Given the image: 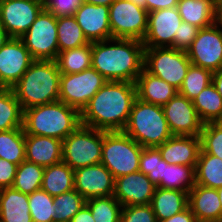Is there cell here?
<instances>
[{"instance_id": "obj_1", "label": "cell", "mask_w": 222, "mask_h": 222, "mask_svg": "<svg viewBox=\"0 0 222 222\" xmlns=\"http://www.w3.org/2000/svg\"><path fill=\"white\" fill-rule=\"evenodd\" d=\"M136 99L135 83L107 81L80 112L81 124L107 132L123 131Z\"/></svg>"}, {"instance_id": "obj_2", "label": "cell", "mask_w": 222, "mask_h": 222, "mask_svg": "<svg viewBox=\"0 0 222 222\" xmlns=\"http://www.w3.org/2000/svg\"><path fill=\"white\" fill-rule=\"evenodd\" d=\"M144 45L135 39L92 42L91 67L107 81L135 83L144 69Z\"/></svg>"}, {"instance_id": "obj_3", "label": "cell", "mask_w": 222, "mask_h": 222, "mask_svg": "<svg viewBox=\"0 0 222 222\" xmlns=\"http://www.w3.org/2000/svg\"><path fill=\"white\" fill-rule=\"evenodd\" d=\"M60 75L56 61L34 60L11 88L22 110L58 101Z\"/></svg>"}, {"instance_id": "obj_4", "label": "cell", "mask_w": 222, "mask_h": 222, "mask_svg": "<svg viewBox=\"0 0 222 222\" xmlns=\"http://www.w3.org/2000/svg\"><path fill=\"white\" fill-rule=\"evenodd\" d=\"M81 124L80 112L60 100L23 110L25 134L64 140Z\"/></svg>"}, {"instance_id": "obj_5", "label": "cell", "mask_w": 222, "mask_h": 222, "mask_svg": "<svg viewBox=\"0 0 222 222\" xmlns=\"http://www.w3.org/2000/svg\"><path fill=\"white\" fill-rule=\"evenodd\" d=\"M123 132L143 148L158 147L172 135L162 106L136 99Z\"/></svg>"}, {"instance_id": "obj_6", "label": "cell", "mask_w": 222, "mask_h": 222, "mask_svg": "<svg viewBox=\"0 0 222 222\" xmlns=\"http://www.w3.org/2000/svg\"><path fill=\"white\" fill-rule=\"evenodd\" d=\"M142 150L143 147L123 131H104L101 164L114 179L138 172Z\"/></svg>"}, {"instance_id": "obj_7", "label": "cell", "mask_w": 222, "mask_h": 222, "mask_svg": "<svg viewBox=\"0 0 222 222\" xmlns=\"http://www.w3.org/2000/svg\"><path fill=\"white\" fill-rule=\"evenodd\" d=\"M104 131L80 124L62 141V161L73 170L101 163Z\"/></svg>"}, {"instance_id": "obj_8", "label": "cell", "mask_w": 222, "mask_h": 222, "mask_svg": "<svg viewBox=\"0 0 222 222\" xmlns=\"http://www.w3.org/2000/svg\"><path fill=\"white\" fill-rule=\"evenodd\" d=\"M191 65L186 51L171 47H145L144 69L180 89Z\"/></svg>"}, {"instance_id": "obj_9", "label": "cell", "mask_w": 222, "mask_h": 222, "mask_svg": "<svg viewBox=\"0 0 222 222\" xmlns=\"http://www.w3.org/2000/svg\"><path fill=\"white\" fill-rule=\"evenodd\" d=\"M21 40L34 60L56 61L59 54L57 17L43 9Z\"/></svg>"}, {"instance_id": "obj_10", "label": "cell", "mask_w": 222, "mask_h": 222, "mask_svg": "<svg viewBox=\"0 0 222 222\" xmlns=\"http://www.w3.org/2000/svg\"><path fill=\"white\" fill-rule=\"evenodd\" d=\"M148 13L129 0H115L109 6L111 38L143 41L148 27Z\"/></svg>"}, {"instance_id": "obj_11", "label": "cell", "mask_w": 222, "mask_h": 222, "mask_svg": "<svg viewBox=\"0 0 222 222\" xmlns=\"http://www.w3.org/2000/svg\"><path fill=\"white\" fill-rule=\"evenodd\" d=\"M106 82L92 67L75 74H61L59 100L81 112Z\"/></svg>"}, {"instance_id": "obj_12", "label": "cell", "mask_w": 222, "mask_h": 222, "mask_svg": "<svg viewBox=\"0 0 222 222\" xmlns=\"http://www.w3.org/2000/svg\"><path fill=\"white\" fill-rule=\"evenodd\" d=\"M192 65L215 72L222 68V29L214 23L201 28L186 51Z\"/></svg>"}, {"instance_id": "obj_13", "label": "cell", "mask_w": 222, "mask_h": 222, "mask_svg": "<svg viewBox=\"0 0 222 222\" xmlns=\"http://www.w3.org/2000/svg\"><path fill=\"white\" fill-rule=\"evenodd\" d=\"M43 9L44 2L40 1H0V23L10 37L20 38Z\"/></svg>"}, {"instance_id": "obj_14", "label": "cell", "mask_w": 222, "mask_h": 222, "mask_svg": "<svg viewBox=\"0 0 222 222\" xmlns=\"http://www.w3.org/2000/svg\"><path fill=\"white\" fill-rule=\"evenodd\" d=\"M162 109L172 135L200 136L204 123L191 100L177 93Z\"/></svg>"}, {"instance_id": "obj_15", "label": "cell", "mask_w": 222, "mask_h": 222, "mask_svg": "<svg viewBox=\"0 0 222 222\" xmlns=\"http://www.w3.org/2000/svg\"><path fill=\"white\" fill-rule=\"evenodd\" d=\"M33 61L21 38L10 37L0 49V88H12Z\"/></svg>"}, {"instance_id": "obj_16", "label": "cell", "mask_w": 222, "mask_h": 222, "mask_svg": "<svg viewBox=\"0 0 222 222\" xmlns=\"http://www.w3.org/2000/svg\"><path fill=\"white\" fill-rule=\"evenodd\" d=\"M115 179L101 163L74 170V189L85 200L108 197L114 194Z\"/></svg>"}, {"instance_id": "obj_17", "label": "cell", "mask_w": 222, "mask_h": 222, "mask_svg": "<svg viewBox=\"0 0 222 222\" xmlns=\"http://www.w3.org/2000/svg\"><path fill=\"white\" fill-rule=\"evenodd\" d=\"M182 22L177 7L148 13V27L142 41L144 47H170Z\"/></svg>"}, {"instance_id": "obj_18", "label": "cell", "mask_w": 222, "mask_h": 222, "mask_svg": "<svg viewBox=\"0 0 222 222\" xmlns=\"http://www.w3.org/2000/svg\"><path fill=\"white\" fill-rule=\"evenodd\" d=\"M156 185L138 171L115 179L113 196L123 206L151 204Z\"/></svg>"}, {"instance_id": "obj_19", "label": "cell", "mask_w": 222, "mask_h": 222, "mask_svg": "<svg viewBox=\"0 0 222 222\" xmlns=\"http://www.w3.org/2000/svg\"><path fill=\"white\" fill-rule=\"evenodd\" d=\"M73 16L89 42L111 38L109 7L83 3Z\"/></svg>"}, {"instance_id": "obj_20", "label": "cell", "mask_w": 222, "mask_h": 222, "mask_svg": "<svg viewBox=\"0 0 222 222\" xmlns=\"http://www.w3.org/2000/svg\"><path fill=\"white\" fill-rule=\"evenodd\" d=\"M168 164L195 167L201 150L200 136L173 135L157 147Z\"/></svg>"}, {"instance_id": "obj_21", "label": "cell", "mask_w": 222, "mask_h": 222, "mask_svg": "<svg viewBox=\"0 0 222 222\" xmlns=\"http://www.w3.org/2000/svg\"><path fill=\"white\" fill-rule=\"evenodd\" d=\"M188 206L197 222H222L217 189L194 185L188 192Z\"/></svg>"}, {"instance_id": "obj_22", "label": "cell", "mask_w": 222, "mask_h": 222, "mask_svg": "<svg viewBox=\"0 0 222 222\" xmlns=\"http://www.w3.org/2000/svg\"><path fill=\"white\" fill-rule=\"evenodd\" d=\"M25 160L43 167L62 162V140L25 134Z\"/></svg>"}, {"instance_id": "obj_23", "label": "cell", "mask_w": 222, "mask_h": 222, "mask_svg": "<svg viewBox=\"0 0 222 222\" xmlns=\"http://www.w3.org/2000/svg\"><path fill=\"white\" fill-rule=\"evenodd\" d=\"M135 85L138 99L162 107L178 93L174 86L145 69L137 77Z\"/></svg>"}, {"instance_id": "obj_24", "label": "cell", "mask_w": 222, "mask_h": 222, "mask_svg": "<svg viewBox=\"0 0 222 222\" xmlns=\"http://www.w3.org/2000/svg\"><path fill=\"white\" fill-rule=\"evenodd\" d=\"M28 194L13 187L0 190V222H33Z\"/></svg>"}, {"instance_id": "obj_25", "label": "cell", "mask_w": 222, "mask_h": 222, "mask_svg": "<svg viewBox=\"0 0 222 222\" xmlns=\"http://www.w3.org/2000/svg\"><path fill=\"white\" fill-rule=\"evenodd\" d=\"M151 206L157 222L168 219L188 207V192L156 186Z\"/></svg>"}, {"instance_id": "obj_26", "label": "cell", "mask_w": 222, "mask_h": 222, "mask_svg": "<svg viewBox=\"0 0 222 222\" xmlns=\"http://www.w3.org/2000/svg\"><path fill=\"white\" fill-rule=\"evenodd\" d=\"M177 9L183 22L200 29L215 23L216 0H179Z\"/></svg>"}, {"instance_id": "obj_27", "label": "cell", "mask_w": 222, "mask_h": 222, "mask_svg": "<svg viewBox=\"0 0 222 222\" xmlns=\"http://www.w3.org/2000/svg\"><path fill=\"white\" fill-rule=\"evenodd\" d=\"M41 189L57 196L74 189V170L63 161L44 169Z\"/></svg>"}, {"instance_id": "obj_28", "label": "cell", "mask_w": 222, "mask_h": 222, "mask_svg": "<svg viewBox=\"0 0 222 222\" xmlns=\"http://www.w3.org/2000/svg\"><path fill=\"white\" fill-rule=\"evenodd\" d=\"M195 185L217 189L222 187V159L200 150L194 169Z\"/></svg>"}, {"instance_id": "obj_29", "label": "cell", "mask_w": 222, "mask_h": 222, "mask_svg": "<svg viewBox=\"0 0 222 222\" xmlns=\"http://www.w3.org/2000/svg\"><path fill=\"white\" fill-rule=\"evenodd\" d=\"M192 103L204 124L222 120V97L213 83L205 87Z\"/></svg>"}, {"instance_id": "obj_30", "label": "cell", "mask_w": 222, "mask_h": 222, "mask_svg": "<svg viewBox=\"0 0 222 222\" xmlns=\"http://www.w3.org/2000/svg\"><path fill=\"white\" fill-rule=\"evenodd\" d=\"M23 128V110L11 88H0V131Z\"/></svg>"}, {"instance_id": "obj_31", "label": "cell", "mask_w": 222, "mask_h": 222, "mask_svg": "<svg viewBox=\"0 0 222 222\" xmlns=\"http://www.w3.org/2000/svg\"><path fill=\"white\" fill-rule=\"evenodd\" d=\"M92 43L59 52L56 59L61 74H75L91 68Z\"/></svg>"}, {"instance_id": "obj_32", "label": "cell", "mask_w": 222, "mask_h": 222, "mask_svg": "<svg viewBox=\"0 0 222 222\" xmlns=\"http://www.w3.org/2000/svg\"><path fill=\"white\" fill-rule=\"evenodd\" d=\"M195 167L168 164L164 161L162 181L157 187L189 192L195 185Z\"/></svg>"}, {"instance_id": "obj_33", "label": "cell", "mask_w": 222, "mask_h": 222, "mask_svg": "<svg viewBox=\"0 0 222 222\" xmlns=\"http://www.w3.org/2000/svg\"><path fill=\"white\" fill-rule=\"evenodd\" d=\"M57 40L59 52L90 43L74 16L57 17Z\"/></svg>"}, {"instance_id": "obj_34", "label": "cell", "mask_w": 222, "mask_h": 222, "mask_svg": "<svg viewBox=\"0 0 222 222\" xmlns=\"http://www.w3.org/2000/svg\"><path fill=\"white\" fill-rule=\"evenodd\" d=\"M0 158L17 165L25 161V133L23 128L0 131Z\"/></svg>"}, {"instance_id": "obj_35", "label": "cell", "mask_w": 222, "mask_h": 222, "mask_svg": "<svg viewBox=\"0 0 222 222\" xmlns=\"http://www.w3.org/2000/svg\"><path fill=\"white\" fill-rule=\"evenodd\" d=\"M45 167L23 161L17 166L13 188L25 194L40 190Z\"/></svg>"}, {"instance_id": "obj_36", "label": "cell", "mask_w": 222, "mask_h": 222, "mask_svg": "<svg viewBox=\"0 0 222 222\" xmlns=\"http://www.w3.org/2000/svg\"><path fill=\"white\" fill-rule=\"evenodd\" d=\"M212 75L211 70L191 64L178 93L192 101L205 87L212 83Z\"/></svg>"}, {"instance_id": "obj_37", "label": "cell", "mask_w": 222, "mask_h": 222, "mask_svg": "<svg viewBox=\"0 0 222 222\" xmlns=\"http://www.w3.org/2000/svg\"><path fill=\"white\" fill-rule=\"evenodd\" d=\"M95 222H120L122 205L112 195L86 200Z\"/></svg>"}, {"instance_id": "obj_38", "label": "cell", "mask_w": 222, "mask_h": 222, "mask_svg": "<svg viewBox=\"0 0 222 222\" xmlns=\"http://www.w3.org/2000/svg\"><path fill=\"white\" fill-rule=\"evenodd\" d=\"M54 197L42 189L28 195L29 209L33 222H54Z\"/></svg>"}, {"instance_id": "obj_39", "label": "cell", "mask_w": 222, "mask_h": 222, "mask_svg": "<svg viewBox=\"0 0 222 222\" xmlns=\"http://www.w3.org/2000/svg\"><path fill=\"white\" fill-rule=\"evenodd\" d=\"M55 219L54 222H70L73 216L85 205V198L75 189L54 196Z\"/></svg>"}, {"instance_id": "obj_40", "label": "cell", "mask_w": 222, "mask_h": 222, "mask_svg": "<svg viewBox=\"0 0 222 222\" xmlns=\"http://www.w3.org/2000/svg\"><path fill=\"white\" fill-rule=\"evenodd\" d=\"M139 171L147 175L156 186L162 181L164 160L157 147L143 148Z\"/></svg>"}, {"instance_id": "obj_41", "label": "cell", "mask_w": 222, "mask_h": 222, "mask_svg": "<svg viewBox=\"0 0 222 222\" xmlns=\"http://www.w3.org/2000/svg\"><path fill=\"white\" fill-rule=\"evenodd\" d=\"M201 149L222 159V129L216 123H206L200 134Z\"/></svg>"}, {"instance_id": "obj_42", "label": "cell", "mask_w": 222, "mask_h": 222, "mask_svg": "<svg viewBox=\"0 0 222 222\" xmlns=\"http://www.w3.org/2000/svg\"><path fill=\"white\" fill-rule=\"evenodd\" d=\"M120 222H157L151 204L123 206Z\"/></svg>"}, {"instance_id": "obj_43", "label": "cell", "mask_w": 222, "mask_h": 222, "mask_svg": "<svg viewBox=\"0 0 222 222\" xmlns=\"http://www.w3.org/2000/svg\"><path fill=\"white\" fill-rule=\"evenodd\" d=\"M199 29L200 28L195 25L182 21L178 32H175L174 41L170 47L181 51H187L197 37Z\"/></svg>"}, {"instance_id": "obj_44", "label": "cell", "mask_w": 222, "mask_h": 222, "mask_svg": "<svg viewBox=\"0 0 222 222\" xmlns=\"http://www.w3.org/2000/svg\"><path fill=\"white\" fill-rule=\"evenodd\" d=\"M83 0H45L44 9L56 17L73 16Z\"/></svg>"}, {"instance_id": "obj_45", "label": "cell", "mask_w": 222, "mask_h": 222, "mask_svg": "<svg viewBox=\"0 0 222 222\" xmlns=\"http://www.w3.org/2000/svg\"><path fill=\"white\" fill-rule=\"evenodd\" d=\"M17 166V164L0 158V190L13 186Z\"/></svg>"}, {"instance_id": "obj_46", "label": "cell", "mask_w": 222, "mask_h": 222, "mask_svg": "<svg viewBox=\"0 0 222 222\" xmlns=\"http://www.w3.org/2000/svg\"><path fill=\"white\" fill-rule=\"evenodd\" d=\"M179 0H146V10L153 12L165 8L177 7Z\"/></svg>"}, {"instance_id": "obj_47", "label": "cell", "mask_w": 222, "mask_h": 222, "mask_svg": "<svg viewBox=\"0 0 222 222\" xmlns=\"http://www.w3.org/2000/svg\"><path fill=\"white\" fill-rule=\"evenodd\" d=\"M160 222H197L195 215L192 213L190 207L188 206L185 210L171 216L168 219L162 220Z\"/></svg>"}, {"instance_id": "obj_48", "label": "cell", "mask_w": 222, "mask_h": 222, "mask_svg": "<svg viewBox=\"0 0 222 222\" xmlns=\"http://www.w3.org/2000/svg\"><path fill=\"white\" fill-rule=\"evenodd\" d=\"M70 222H95L89 207L85 204L83 207L73 216Z\"/></svg>"}, {"instance_id": "obj_49", "label": "cell", "mask_w": 222, "mask_h": 222, "mask_svg": "<svg viewBox=\"0 0 222 222\" xmlns=\"http://www.w3.org/2000/svg\"><path fill=\"white\" fill-rule=\"evenodd\" d=\"M212 83L216 87V90L219 92L222 97V68L213 72Z\"/></svg>"}, {"instance_id": "obj_50", "label": "cell", "mask_w": 222, "mask_h": 222, "mask_svg": "<svg viewBox=\"0 0 222 222\" xmlns=\"http://www.w3.org/2000/svg\"><path fill=\"white\" fill-rule=\"evenodd\" d=\"M115 0H83V3L109 7Z\"/></svg>"}, {"instance_id": "obj_51", "label": "cell", "mask_w": 222, "mask_h": 222, "mask_svg": "<svg viewBox=\"0 0 222 222\" xmlns=\"http://www.w3.org/2000/svg\"><path fill=\"white\" fill-rule=\"evenodd\" d=\"M215 23L222 29V4H216Z\"/></svg>"}, {"instance_id": "obj_52", "label": "cell", "mask_w": 222, "mask_h": 222, "mask_svg": "<svg viewBox=\"0 0 222 222\" xmlns=\"http://www.w3.org/2000/svg\"><path fill=\"white\" fill-rule=\"evenodd\" d=\"M10 39V36L5 31V28L0 23V49L4 46V44Z\"/></svg>"}, {"instance_id": "obj_53", "label": "cell", "mask_w": 222, "mask_h": 222, "mask_svg": "<svg viewBox=\"0 0 222 222\" xmlns=\"http://www.w3.org/2000/svg\"><path fill=\"white\" fill-rule=\"evenodd\" d=\"M129 1H131L132 3H134L137 6H140L144 9H146V0H129Z\"/></svg>"}, {"instance_id": "obj_54", "label": "cell", "mask_w": 222, "mask_h": 222, "mask_svg": "<svg viewBox=\"0 0 222 222\" xmlns=\"http://www.w3.org/2000/svg\"><path fill=\"white\" fill-rule=\"evenodd\" d=\"M217 193H218L220 204L222 207V187L217 188Z\"/></svg>"}, {"instance_id": "obj_55", "label": "cell", "mask_w": 222, "mask_h": 222, "mask_svg": "<svg viewBox=\"0 0 222 222\" xmlns=\"http://www.w3.org/2000/svg\"><path fill=\"white\" fill-rule=\"evenodd\" d=\"M222 129V120L215 122Z\"/></svg>"}, {"instance_id": "obj_56", "label": "cell", "mask_w": 222, "mask_h": 222, "mask_svg": "<svg viewBox=\"0 0 222 222\" xmlns=\"http://www.w3.org/2000/svg\"><path fill=\"white\" fill-rule=\"evenodd\" d=\"M216 4H222V0H216Z\"/></svg>"}, {"instance_id": "obj_57", "label": "cell", "mask_w": 222, "mask_h": 222, "mask_svg": "<svg viewBox=\"0 0 222 222\" xmlns=\"http://www.w3.org/2000/svg\"><path fill=\"white\" fill-rule=\"evenodd\" d=\"M0 1H7V0H0ZM33 1H40V2H44L45 0H33Z\"/></svg>"}]
</instances>
